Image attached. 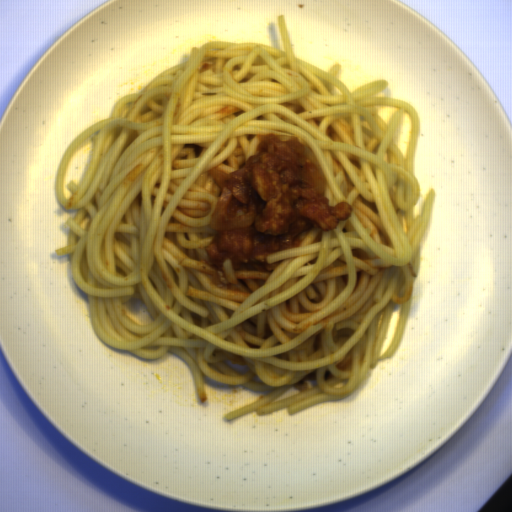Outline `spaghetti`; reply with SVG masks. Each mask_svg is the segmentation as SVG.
Here are the masks:
<instances>
[{"label":"spaghetti","mask_w":512,"mask_h":512,"mask_svg":"<svg viewBox=\"0 0 512 512\" xmlns=\"http://www.w3.org/2000/svg\"><path fill=\"white\" fill-rule=\"evenodd\" d=\"M277 25L283 48L220 40L192 47L75 136L53 181L60 209L75 211L63 225L67 244L55 253L69 255L96 337L144 360L178 356L202 404L205 378L272 392L228 412L227 422L346 399L393 357L436 197L430 187L414 217L422 192L414 105L376 97L387 79L350 91L341 63L325 71L299 58L283 14ZM388 106L395 112L387 124L376 111ZM264 132L298 136L329 181L330 206L348 201L352 215L335 231L308 230L300 247L266 255V270L233 271L225 260L220 272L204 251L216 239L209 220L222 194L207 171L238 169L258 154ZM87 143L82 178L68 183L65 199L66 169ZM135 297L153 321L131 317ZM395 303L397 326L381 355ZM289 388L300 393L276 400Z\"/></svg>","instance_id":"c7327b10"}]
</instances>
